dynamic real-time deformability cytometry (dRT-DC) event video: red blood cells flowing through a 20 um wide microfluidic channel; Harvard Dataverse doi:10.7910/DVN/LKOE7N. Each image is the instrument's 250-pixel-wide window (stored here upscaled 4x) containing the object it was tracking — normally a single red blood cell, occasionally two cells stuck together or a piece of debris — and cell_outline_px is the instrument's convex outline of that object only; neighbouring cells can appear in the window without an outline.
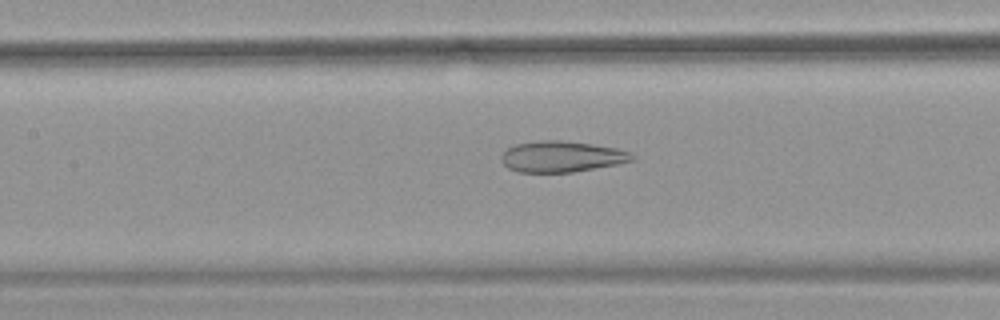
{"species": "common noctule bat (a hibernating species)", "species_latin": "Nyctalus noctula", "temperature_condition": "warm", "stored_images_in_passage": 31, "camera_frame_rate_fps": 3000, "um_per_image_px": 0.085, "animal": {"sex": "female", "body_mass_g": 18.4}, "frame": {"image": 1, "passage_image": 21, "time_ms": 6.667, "image_size_px": [1000, 320], "cell_outline_px": [[636, 160], [616, 164], [572, 172], [516, 172], [508, 168], [500, 160], [500, 156], [508, 148], [516, 144], [540, 140], [560, 140], [592, 144], [616, 148], [632, 152], [636, 156]], "centroid_in_image_um": [47.75, 13.31], "position_along_channel_um": 159.7, "area_um2": 23.7}}
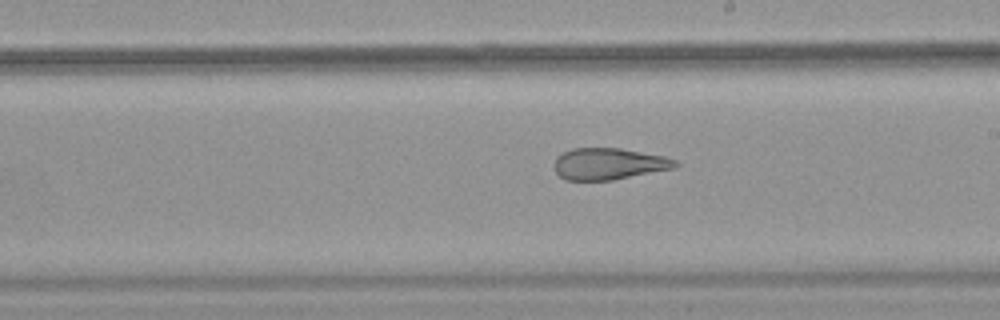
{"frame": {"image": 2, "passage_image": 27, "time_ms": 8.667, "image_size_px": [1000, 320], "cell_outline_px": [[680, 164], [676, 168], [612, 180], [564, 180], [552, 168], [552, 164], [556, 156], [572, 148], [620, 148], [664, 156], [676, 160]], "centroid_in_image_um": [51.72, 13.93], "position_along_channel_um": 237.3, "area_um2": 22.54}}
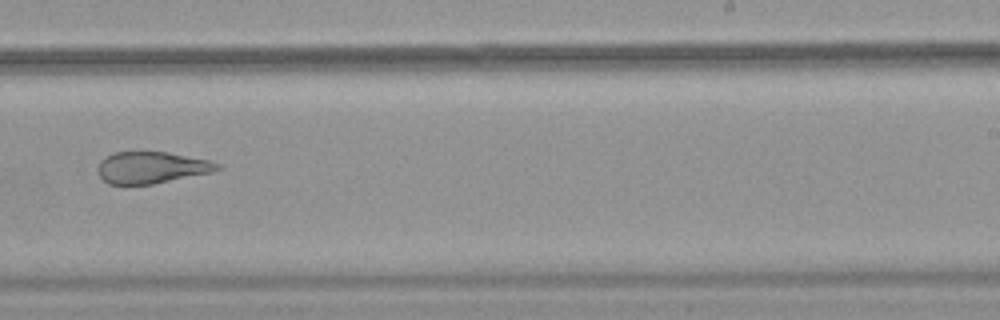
{"frame": {"image": 3, "passage_image": 30, "time_ms": 9.667, "image_size_px": [1000, 320], "cell_outline_px": [[224, 168], [212, 172], [152, 184], [108, 184], [100, 176], [96, 168], [100, 160], [104, 156], [112, 152], [140, 148], [168, 152], [208, 160], [220, 164]], "centroid_in_image_um": [12.82, 14.18], "position_along_channel_um": 276.2, "area_um2": 22.95}}